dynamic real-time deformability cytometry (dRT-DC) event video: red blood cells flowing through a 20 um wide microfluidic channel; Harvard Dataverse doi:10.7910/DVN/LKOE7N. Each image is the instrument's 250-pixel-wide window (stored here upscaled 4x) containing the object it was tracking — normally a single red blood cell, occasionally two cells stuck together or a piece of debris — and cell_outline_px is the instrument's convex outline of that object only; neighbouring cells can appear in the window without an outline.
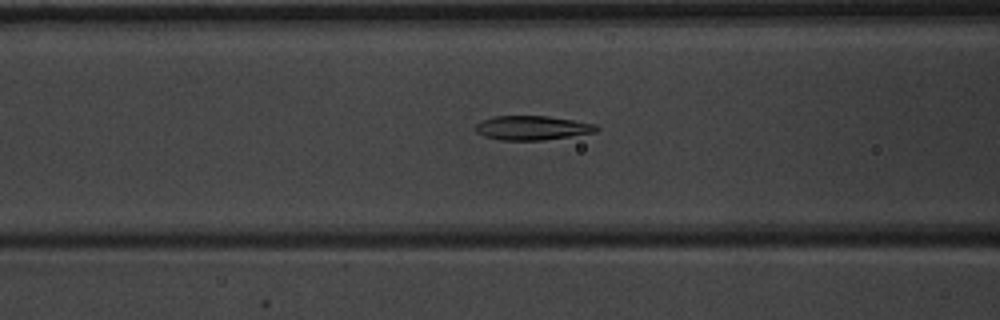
{"species": "common noctule bat (a hibernating species)", "species_latin": "Nyctalus noctula", "temperature_condition": "warm", "stored_images_in_passage": 51, "camera_frame_rate_fps": 3000, "um_per_image_px": 0.085, "animal": {"sex": "male", "body_mass_g": 20.1, "forearm_length_mm": 53.5}, "frame": {"image": 1, "passage_image": 21, "time_ms": 6.667, "image_size_px": [1000, 320], "cell_outline_px": [[600, 128], [596, 132], [544, 140], [500, 140], [484, 136], [476, 132], [476, 124], [480, 120], [492, 116], [548, 116], [596, 124]], "centroid_in_image_um": [45.22, 10.86], "position_along_channel_um": 121.4, "area_um2": 17.11}}
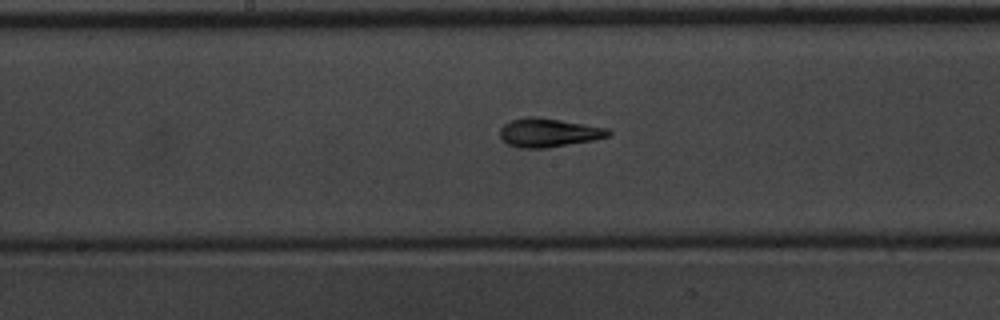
{"frame": {"image": 2, "passage_image": 27, "time_ms": 8.667, "image_size_px": [1000, 320], "cell_outline_px": [[612, 132], [608, 136], [592, 140], [548, 148], [520, 148], [508, 144], [500, 136], [500, 128], [504, 124], [512, 120], [528, 116], [536, 116], [608, 128]], "centroid_in_image_um": [46.62, 11.27], "position_along_channel_um": 201.6, "area_um2": 18.03}}
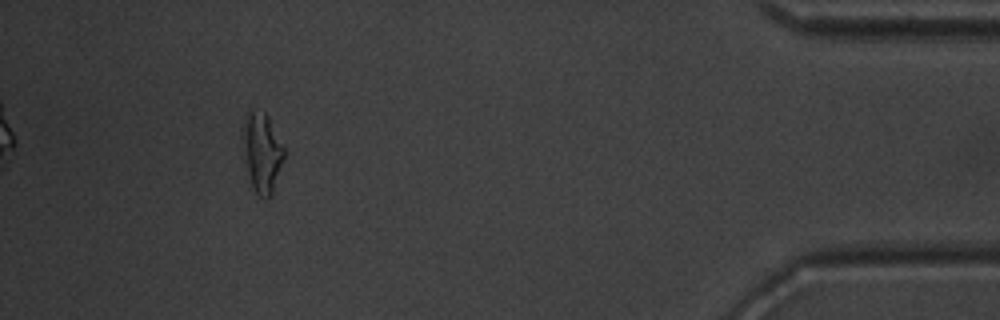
{"frame": {"image": 3, "passage_image": 47, "time_ms": 15.333, "image_size_px": [1000, 320], "cell_outline_px": [[288, 152], [272, 192], [268, 196], [260, 196], [256, 192], [252, 184], [248, 168], [244, 144], [244, 124], [252, 108], [264, 112], [268, 116]], "centroid_in_image_um": [22.37, 12.92], "position_along_channel_um": 412.8, "area_um2": 18.55}, "authors_computed_cell_mechanics": {"area_um2": 17.629, "velocity_mm_per_s": 3.9972, "shape_relaxation_time_tau1_ms": 3.9492, "shape_relaxation_time_tau2_ms": 1.7762, "deformation_change_tau1": 0.1919, "deformation_change_tau2": 0.0669}}